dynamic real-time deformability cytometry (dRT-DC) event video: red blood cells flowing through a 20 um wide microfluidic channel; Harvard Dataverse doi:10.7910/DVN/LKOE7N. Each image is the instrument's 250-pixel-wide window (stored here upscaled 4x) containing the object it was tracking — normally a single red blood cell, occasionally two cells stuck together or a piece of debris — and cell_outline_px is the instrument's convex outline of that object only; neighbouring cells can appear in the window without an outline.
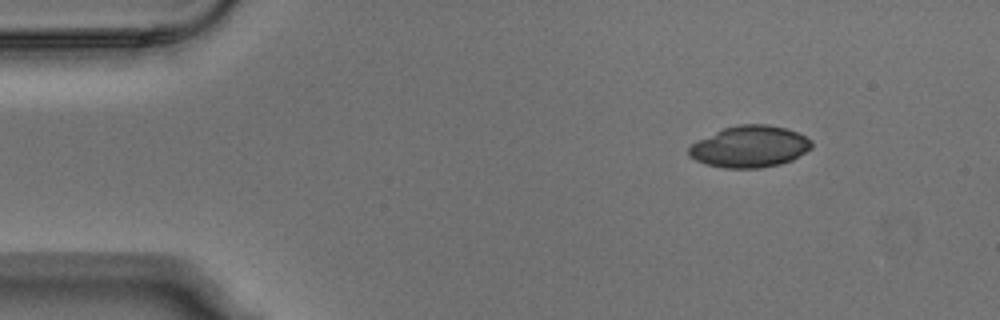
{"species": "Egyptian fruit bat (a non-hibernating species)", "species_latin": "Rousettus aegyptiacus", "temperature_condition": "warm", "stored_images_in_passage": 3, "camera_frame_rate_fps": 3000, "um_per_image_px": 0.085, "animal": {"sex": "male"}, "frame": {"image": 1, "passage_image": 1, "time_ms": 0.0, "image_size_px": [1000, 320], "cell_outline_px": [[812, 148], [792, 160], [780, 164], [760, 168], [724, 168], [708, 164], [696, 160], [688, 156], [688, 148], [692, 144], [724, 128], [736, 124], [768, 124], [784, 128], [796, 132], [812, 140]], "centroid_in_image_um": [63.74, 12.47], "position_along_channel_um": 21.3, "area_um2": 29.54}}